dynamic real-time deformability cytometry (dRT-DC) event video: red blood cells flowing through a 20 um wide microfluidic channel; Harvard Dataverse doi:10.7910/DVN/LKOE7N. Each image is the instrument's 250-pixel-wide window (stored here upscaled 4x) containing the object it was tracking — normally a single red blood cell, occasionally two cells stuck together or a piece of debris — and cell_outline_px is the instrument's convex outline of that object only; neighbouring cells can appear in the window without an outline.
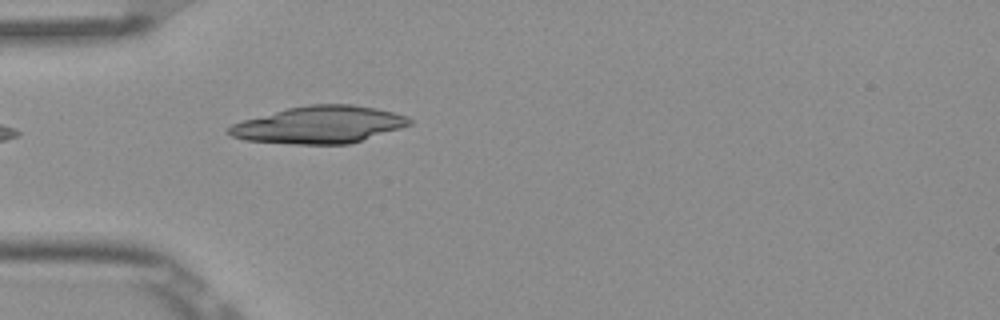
{"species": "Egyptian fruit bat (a non-hibernating species)", "species_latin": "Rousettus aegyptiacus", "temperature_condition": "room temperature", "stored_images_in_passage": 4, "camera_frame_rate_fps": 3000, "um_per_image_px": 0.085, "frame": {"image": 1, "passage_image": 4, "time_ms": 1.0, "image_size_px": [1000, 320], "cell_outline_px": [[412, 124], [400, 128], [348, 144], [292, 144], [244, 140], [232, 136], [228, 132], [228, 128], [232, 124], [244, 120], [288, 108], [308, 104], [352, 104], [376, 108], [408, 116], [412, 120]], "centroid_in_image_um": [27.15, 10.6], "position_along_channel_um": 57.9, "area_um2": 38.84}}